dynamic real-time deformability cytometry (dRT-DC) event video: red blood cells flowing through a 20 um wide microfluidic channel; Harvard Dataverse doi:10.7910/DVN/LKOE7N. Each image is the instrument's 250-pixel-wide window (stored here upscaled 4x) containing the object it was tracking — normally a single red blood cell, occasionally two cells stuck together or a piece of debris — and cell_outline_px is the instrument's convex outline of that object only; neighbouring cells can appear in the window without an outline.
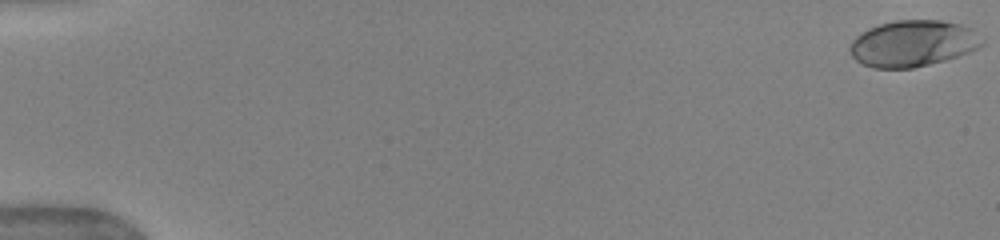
{"species": "human", "species_latin": "Homo sapiens", "temperature_condition": "warm", "stored_images_in_passage": 9, "camera_frame_rate_fps": 3000, "um_per_image_px": 0.085, "donor": {"sex": "female"}, "frame": {"image": 1, "passage_image": 1, "time_ms": 0.0, "image_size_px": [1000, 240], "cell_outline_px": [[984, 44], [968, 52], [944, 60], [912, 68], [872, 68], [856, 60], [852, 56], [848, 48], [852, 40], [856, 36], [868, 28], [880, 24], [896, 20], [940, 20], [960, 24], [972, 28], [984, 40]], "centroid_in_image_um": [77.58, 3.68], "position_along_channel_um": 7.4, "area_um2": 35.6}}